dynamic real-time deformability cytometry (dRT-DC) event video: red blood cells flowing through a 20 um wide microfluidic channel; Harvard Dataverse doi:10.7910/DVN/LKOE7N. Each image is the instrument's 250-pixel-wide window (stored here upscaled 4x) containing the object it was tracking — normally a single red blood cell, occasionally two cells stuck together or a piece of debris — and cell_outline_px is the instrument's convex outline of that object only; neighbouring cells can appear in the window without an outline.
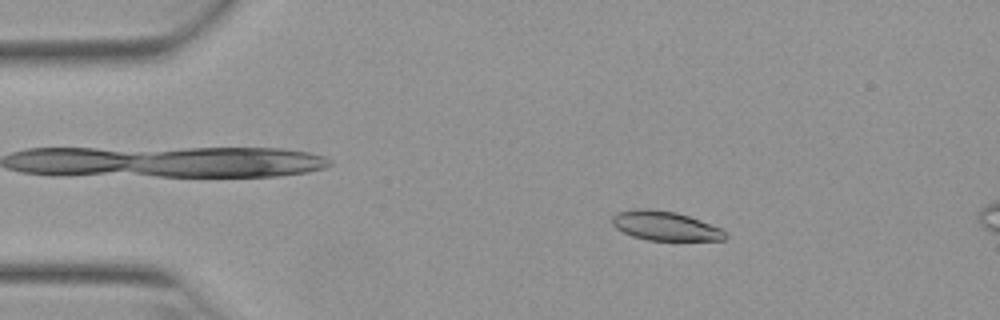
{"species": "Egyptian fruit bat (a non-hibernating species)", "species_latin": "Rousettus aegyptiacus", "temperature_condition": "warm", "stored_images_in_passage": 49, "segment_of_instrument_passage": [1, 2], "camera_frame_rate_fps": 3000, "um_per_image_px": 0.085, "animal": {"sex": "female"}, "frame": {"image": 1, "passage_image": 5, "time_ms": 1.333, "image_size_px": [1000, 320], "cell_outline_px": [[728, 236], [724, 240], [648, 240], [632, 236], [616, 228], [612, 224], [612, 216], [616, 212], [632, 208], [652, 208], [676, 212], [700, 220], [720, 228], [728, 232]], "centroid_in_image_um": [56.52, 19.18], "position_along_channel_um": 28.5, "area_um2": 19.48}}
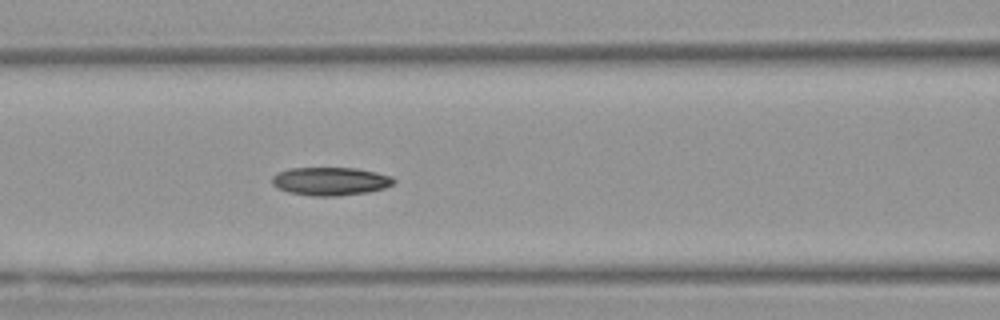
{"frame": {"image": 2, "passage_image": 18, "time_ms": 5.667, "image_size_px": [1000, 320], "cell_outline_px": [[396, 180], [392, 184], [384, 188], [368, 192], [336, 196], [312, 196], [288, 192], [276, 188], [272, 184], [272, 176], [276, 172], [288, 168], [356, 168], [376, 172], [392, 176]], "centroid_in_image_um": [28.05, 15.4], "position_along_channel_um": 138.6, "area_um2": 20.17}}
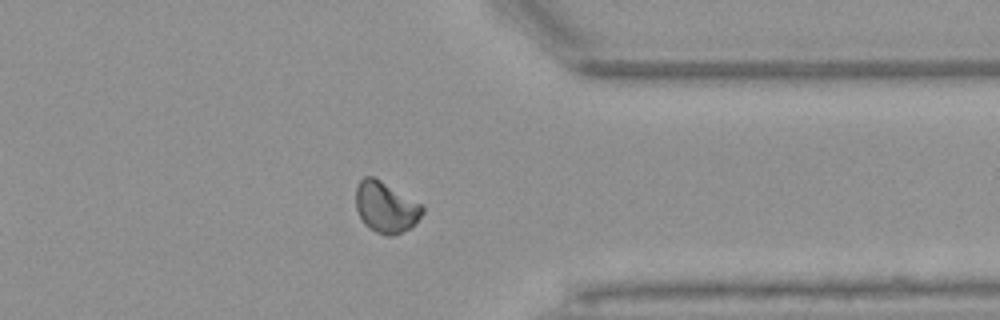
{"frame": {"image": 3, "passage_image": 37, "time_ms": 12.0, "image_size_px": [1000, 320], "cell_outline_px": [[424, 212], [408, 228], [392, 236], [384, 236], [368, 228], [364, 224], [356, 208], [356, 184], [364, 176], [372, 176], [380, 180], [424, 204]], "centroid_in_image_um": [32.78, 17.59], "position_along_channel_um": 378.6, "area_um2": 19.83}}